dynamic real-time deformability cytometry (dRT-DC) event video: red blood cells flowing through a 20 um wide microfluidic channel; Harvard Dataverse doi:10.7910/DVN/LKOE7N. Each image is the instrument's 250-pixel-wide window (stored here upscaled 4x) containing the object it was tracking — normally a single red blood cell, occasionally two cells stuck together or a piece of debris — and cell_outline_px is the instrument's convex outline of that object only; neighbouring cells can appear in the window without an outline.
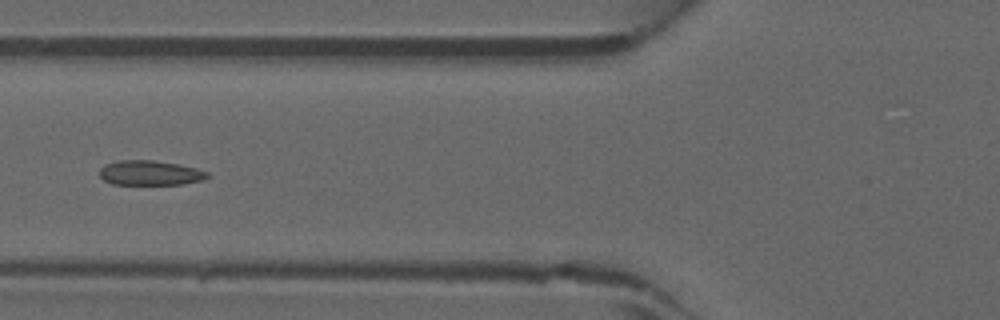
{"species": "common noctule bat (a hibernating species)", "species_latin": "Nyctalus noctula", "temperature_condition": "warm", "stored_images_in_passage": 38, "camera_frame_rate_fps": 3000, "um_per_image_px": 0.085, "animal": {"sex": "male", "forearm_length_mm": 52.5}, "frame": {"image": 1, "passage_image": 17, "time_ms": 5.333, "image_size_px": [1000, 320], "cell_outline_px": [[212, 176], [204, 180], [180, 184], [112, 184], [104, 180], [100, 176], [100, 168], [104, 164], [120, 160], [152, 160], [176, 164], [196, 168], [208, 172]], "centroid_in_image_um": [12.77, 14.7], "position_along_channel_um": 113.0, "area_um2": 15.55}}
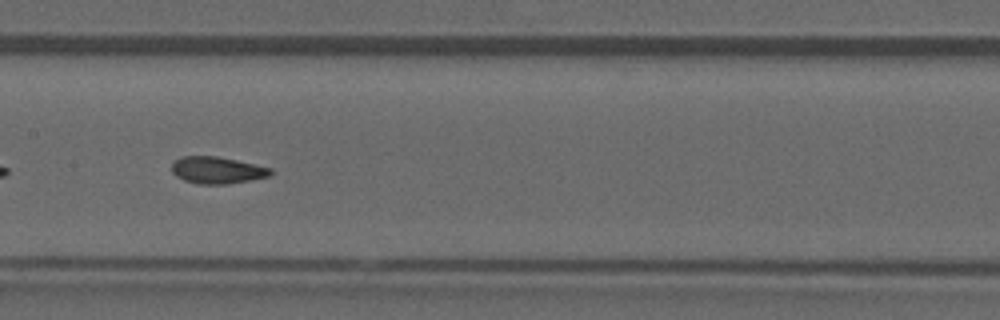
{"frame": {"image": 2, "passage_image": 22, "time_ms": 7.0, "image_size_px": [1000, 320], "cell_outline_px": [[272, 172], [268, 176], [228, 184], [200, 184], [184, 180], [176, 176], [172, 172], [172, 160], [180, 156], [216, 156], [256, 164], [272, 168]], "centroid_in_image_um": [18.41, 14.45], "position_along_channel_um": 189.0, "area_um2": 15.49}}